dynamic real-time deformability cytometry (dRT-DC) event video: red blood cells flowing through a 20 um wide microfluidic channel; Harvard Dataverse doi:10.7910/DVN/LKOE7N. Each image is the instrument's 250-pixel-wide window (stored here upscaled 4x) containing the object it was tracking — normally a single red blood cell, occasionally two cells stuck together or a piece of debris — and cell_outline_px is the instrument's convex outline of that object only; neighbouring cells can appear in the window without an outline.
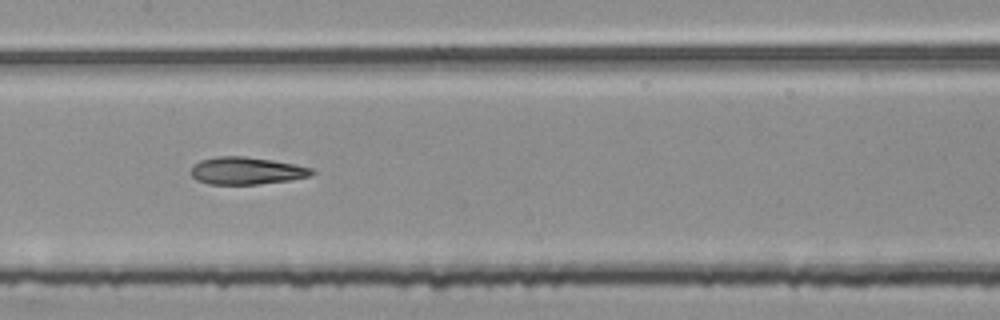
{"species": "common noctule bat (a hibernating species)", "species_latin": "Nyctalus noctula", "temperature_condition": "room temperature", "stored_images_in_passage": 54, "segment_of_instrument_passage": [2, 2], "camera_frame_rate_fps": 3000, "um_per_image_px": 0.085, "animal": {"sex": "female", "body_mass_g": 25.1}, "frame": {"image": 1, "passage_image": 27, "time_ms": 8.667, "image_size_px": [1000, 320], "cell_outline_px": [[316, 172], [308, 176], [288, 180], [256, 184], [208, 184], [196, 180], [192, 176], [192, 164], [200, 160], [216, 156], [244, 156], [272, 160], [296, 164], [312, 168]], "centroid_in_image_um": [20.92, 14.5], "position_along_channel_um": 186.5, "area_um2": 19.25}}
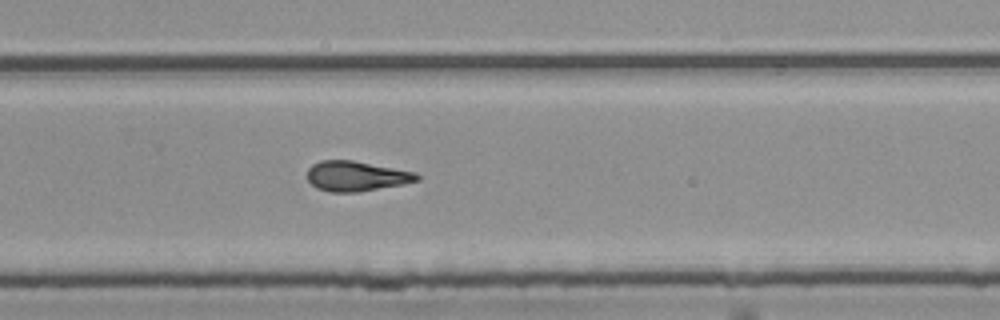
{"frame": {"image": 2, "passage_image": 36, "time_ms": 11.667, "image_size_px": [1000, 320], "cell_outline_px": [[420, 180], [404, 184], [356, 192], [332, 192], [316, 188], [308, 180], [308, 168], [312, 164], [320, 160], [352, 160], [416, 172], [420, 176]], "centroid_in_image_um": [30.29, 14.96], "position_along_channel_um": 299.5, "area_um2": 19.19}}
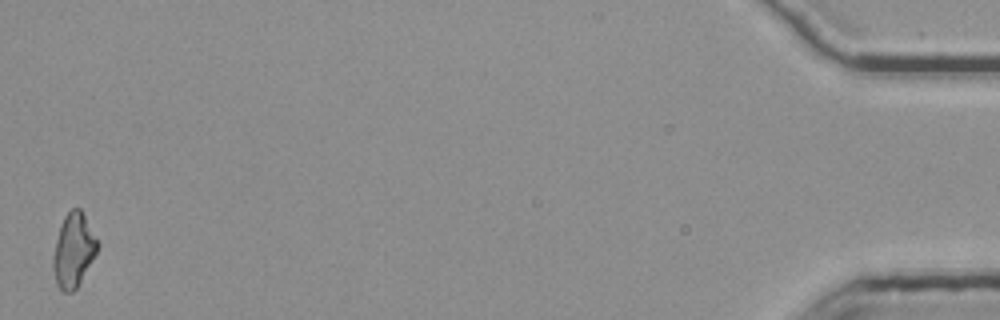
{"frame": {"image": 3, "passage_image": 54, "time_ms": 17.667, "image_size_px": [1000, 320], "cell_outline_px": [[100, 244], [96, 256], [76, 288], [72, 292], [64, 292], [56, 284], [52, 268], [52, 256], [56, 240], [64, 216], [72, 208], [80, 208]], "centroid_in_image_um": [6.25, 21.29], "position_along_channel_um": 428.9, "area_um2": 19.13}}